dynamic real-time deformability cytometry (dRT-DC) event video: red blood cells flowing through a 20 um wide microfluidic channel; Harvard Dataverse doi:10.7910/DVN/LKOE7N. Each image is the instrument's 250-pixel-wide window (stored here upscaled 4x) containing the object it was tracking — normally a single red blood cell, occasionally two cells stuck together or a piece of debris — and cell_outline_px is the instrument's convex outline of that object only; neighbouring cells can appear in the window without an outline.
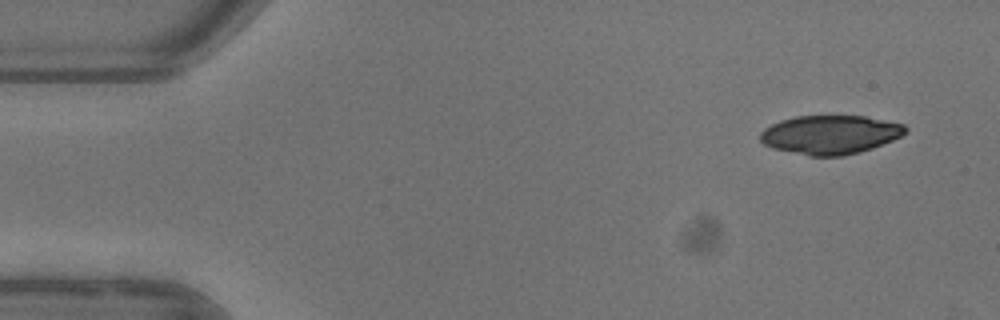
{"species": "common noctule bat (a hibernating species)", "species_latin": "Nyctalus noctula", "temperature_condition": "warm", "stored_images_in_passage": 4, "camera_frame_rate_fps": 3000, "um_per_image_px": 0.085, "animal": {"sex": "female"}, "frame": {"image": 1, "passage_image": 1, "time_ms": 0.0, "image_size_px": [1000, 320], "cell_outline_px": [[908, 132], [892, 140], [872, 148], [860, 152], [840, 156], [808, 156], [772, 148], [764, 144], [760, 140], [760, 132], [764, 128], [780, 120], [796, 116], [864, 116], [904, 124], [908, 128]], "centroid_in_image_um": [70.56, 11.45], "position_along_channel_um": 14.4, "area_um2": 32.89}}